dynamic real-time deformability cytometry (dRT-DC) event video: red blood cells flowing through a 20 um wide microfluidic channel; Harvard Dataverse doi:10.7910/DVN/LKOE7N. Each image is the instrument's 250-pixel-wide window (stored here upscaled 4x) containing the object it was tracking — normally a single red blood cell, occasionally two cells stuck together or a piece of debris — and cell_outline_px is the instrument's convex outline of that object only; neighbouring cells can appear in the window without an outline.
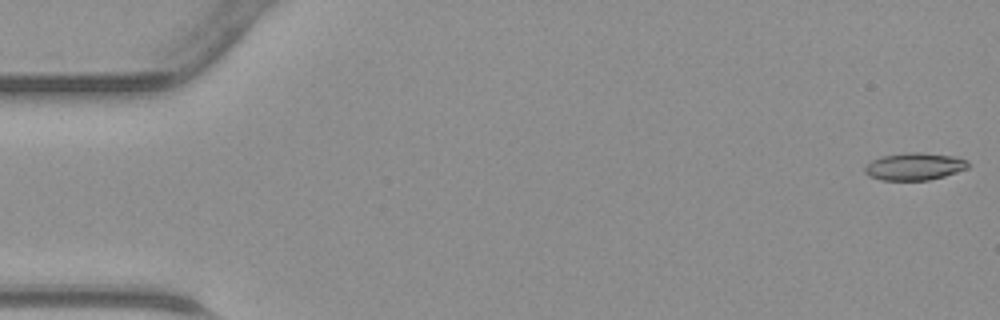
{"species": "common noctule bat (a hibernating species)", "species_latin": "Nyctalus noctula", "temperature_condition": "warm", "stored_images_in_passage": 46, "camera_frame_rate_fps": 3000, "um_per_image_px": 0.085, "animal": {"sex": "male", "body_mass_g": 23.1, "forearm_length_mm": 52.7}, "frame": {"image": 1, "passage_image": 1, "time_ms": 0.0, "image_size_px": [1000, 320], "cell_outline_px": [[968, 168], [944, 176], [928, 180], [880, 180], [868, 176], [864, 172], [864, 168], [872, 160], [880, 156], [904, 152], [920, 152], [952, 156], [968, 160]], "centroid_in_image_um": [77.69, 14.14], "position_along_channel_um": 7.3, "area_um2": 16.53}}
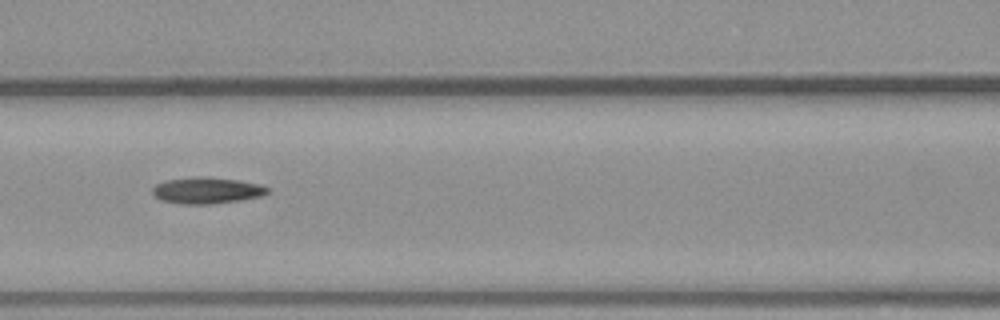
{"frame": {"image": 2, "passage_image": 20, "time_ms": 6.333, "image_size_px": [1000, 320], "cell_outline_px": [[268, 192], [264, 196], [240, 200], [212, 204], [180, 204], [164, 200], [156, 196], [152, 192], [152, 188], [156, 184], [164, 180], [200, 176], [208, 176], [236, 180], [260, 184], [268, 188]], "centroid_in_image_um": [17.59, 16.18], "position_along_channel_um": 149.0, "area_um2": 17.69}}
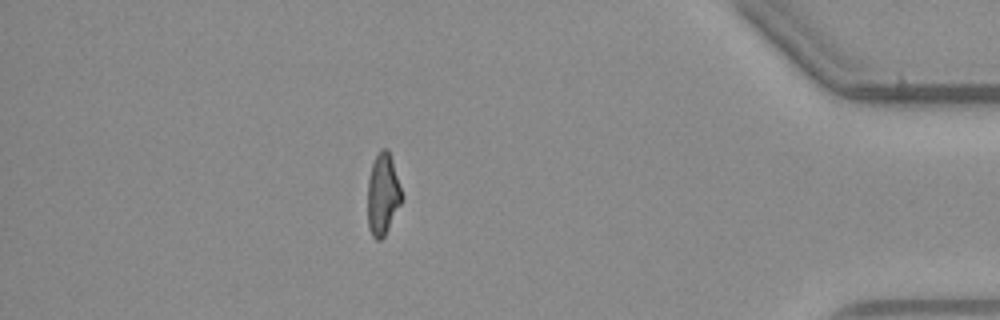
{"frame": {"image": 3, "passage_image": 40, "time_ms": 13.0, "image_size_px": [1000, 320], "cell_outline_px": [[404, 200], [384, 236], [380, 240], [376, 240], [372, 236], [368, 228], [368, 180], [372, 164], [380, 148], [388, 148], [404, 196]], "centroid_in_image_um": [32.56, 16.53], "position_along_channel_um": 402.6, "area_um2": 16.47}}